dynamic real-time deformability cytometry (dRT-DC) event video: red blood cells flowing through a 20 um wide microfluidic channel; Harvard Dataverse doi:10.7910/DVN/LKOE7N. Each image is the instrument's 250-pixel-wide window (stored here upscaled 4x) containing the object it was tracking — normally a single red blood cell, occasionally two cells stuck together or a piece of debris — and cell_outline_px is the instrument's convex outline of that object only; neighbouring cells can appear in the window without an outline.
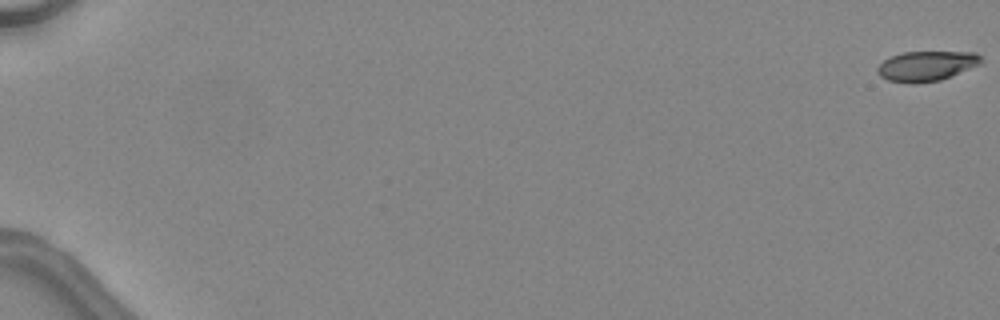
{"species": "common noctule bat (a hibernating species)", "species_latin": "Nyctalus noctula", "temperature_condition": "warm", "stored_images_in_passage": 7, "camera_frame_rate_fps": 3000, "um_per_image_px": 0.085, "animal": {"sex": "female", "body_mass_g": 24.6, "forearm_length_mm": 56.2}, "frame": {"image": 1, "passage_image": 1, "time_ms": 0.0, "image_size_px": [1000, 320], "cell_outline_px": [[984, 60], [980, 64], [940, 80], [916, 84], [908, 84], [888, 80], [880, 76], [876, 72], [876, 68], [884, 60], [892, 56], [904, 52], [976, 52]], "centroid_in_image_um": [78.73, 5.62], "position_along_channel_um": 6.3, "area_um2": 18.15}}